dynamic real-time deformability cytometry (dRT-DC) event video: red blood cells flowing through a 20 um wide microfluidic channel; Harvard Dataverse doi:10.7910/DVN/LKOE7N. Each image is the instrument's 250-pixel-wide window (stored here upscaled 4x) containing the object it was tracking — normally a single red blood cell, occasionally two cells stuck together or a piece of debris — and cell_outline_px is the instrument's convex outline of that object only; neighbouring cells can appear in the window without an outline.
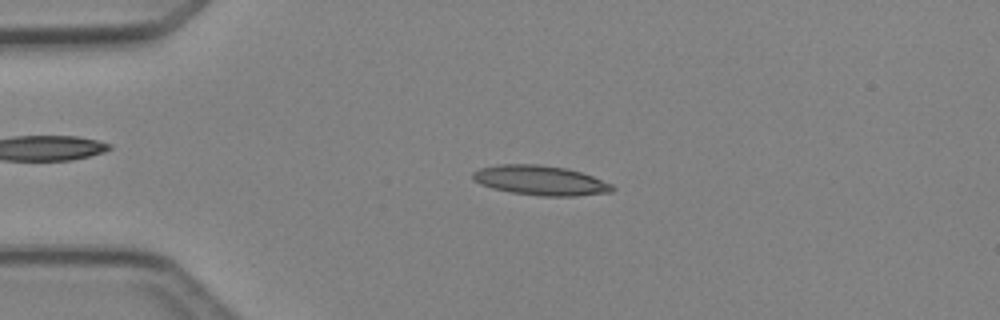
{"species": "Egyptian fruit bat (a non-hibernating species)", "species_latin": "Rousettus aegyptiacus", "temperature_condition": "cold", "stored_images_in_passage": 40, "camera_frame_rate_fps": 3000, "um_per_image_px": 0.085, "animal": {"sex": "female"}, "frame": {"image": 1, "passage_image": 12, "time_ms": 3.667, "image_size_px": [1000, 320], "cell_outline_px": [[616, 188], [612, 192], [576, 196], [540, 196], [512, 192], [492, 188], [480, 184], [472, 180], [472, 172], [480, 168], [500, 164], [536, 164], [568, 168], [592, 176], [612, 184]], "centroid_in_image_um": [45.93, 15.33], "position_along_channel_um": 39.1, "area_um2": 24.22}}
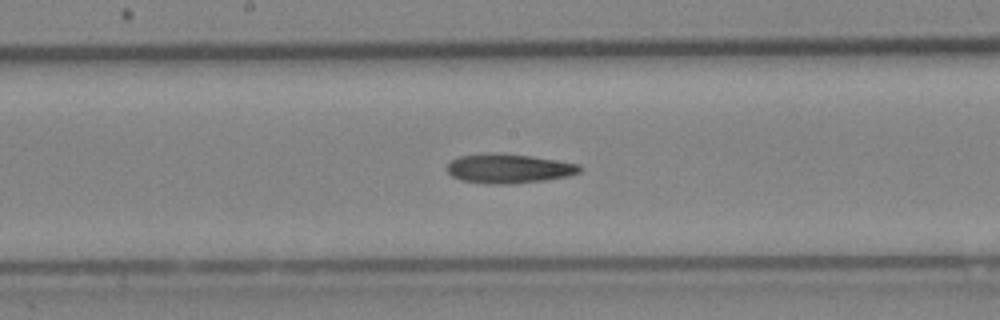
{"frame": {"image": 2, "passage_image": 26, "time_ms": 8.333, "image_size_px": [1000, 320], "cell_outline_px": [[580, 172], [568, 176], [544, 180], [508, 184], [492, 184], [460, 180], [452, 176], [448, 172], [448, 164], [452, 160], [460, 156], [484, 152], [500, 152], [532, 156], [580, 164]], "centroid_in_image_um": [43.23, 14.31], "position_along_channel_um": 205.0, "area_um2": 22.77}}
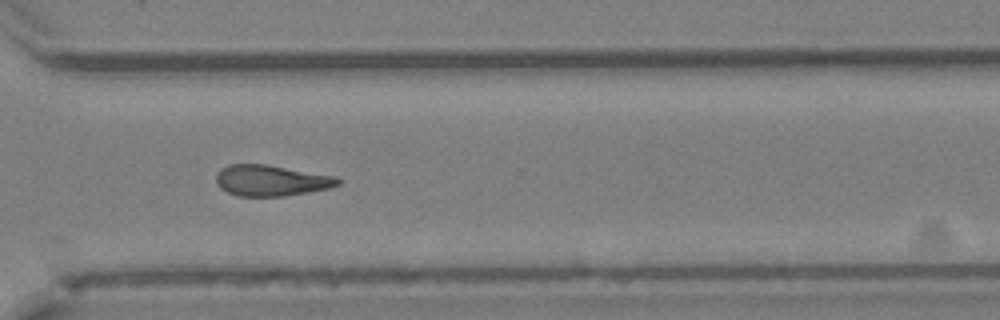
{"frame": {"image": 3, "passage_image": 36, "time_ms": 11.667, "image_size_px": [1000, 320], "cell_outline_px": [[340, 184], [328, 188], [284, 196], [240, 196], [228, 192], [220, 188], [216, 184], [216, 172], [220, 168], [228, 164], [268, 164], [336, 176], [340, 180]], "centroid_in_image_um": [23.01, 15.32], "position_along_channel_um": 347.6, "area_um2": 22.08}, "authors_computed_cell_mechanics": {"area_um2": 22.1952, "velocity_mm_per_s": 4.2762, "shape_relaxation_time_tau1_ms": null, "shape_relaxation_time_tau2_ms": 6.2961, "deformation_change_tau1": null, "deformation_change_tau2": 0.1736}}